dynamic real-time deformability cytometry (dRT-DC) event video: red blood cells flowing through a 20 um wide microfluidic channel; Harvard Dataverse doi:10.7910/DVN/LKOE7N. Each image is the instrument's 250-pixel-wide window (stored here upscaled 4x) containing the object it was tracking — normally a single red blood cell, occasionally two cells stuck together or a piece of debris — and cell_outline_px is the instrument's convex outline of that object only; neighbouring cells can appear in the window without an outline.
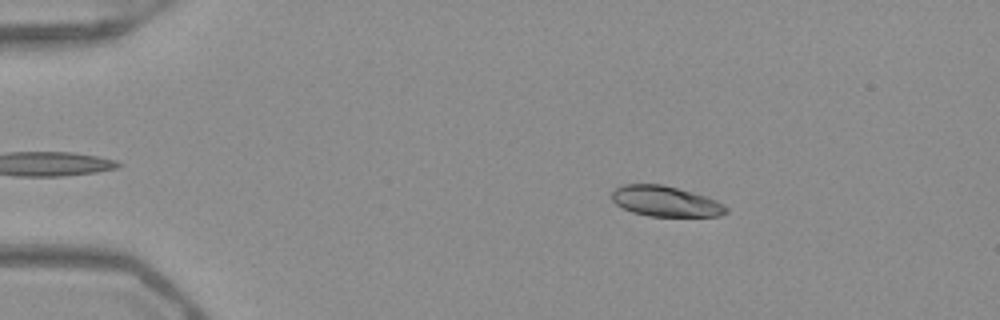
{"species": "Egyptian fruit bat (a non-hibernating species)", "species_latin": "Rousettus aegyptiacus", "temperature_condition": "warm", "stored_images_in_passage": 52, "camera_frame_rate_fps": 3000, "um_per_image_px": 0.085, "frame": {"image": 1, "passage_image": 9, "time_ms": 2.667, "image_size_px": [1000, 320], "cell_outline_px": [[728, 212], [720, 216], [648, 216], [632, 212], [616, 204], [612, 200], [612, 192], [620, 184], [660, 184], [676, 188], [704, 196], [716, 200], [724, 204], [728, 208]], "centroid_in_image_um": [56.56, 17.11], "position_along_channel_um": 28.4, "area_um2": 20.17}}
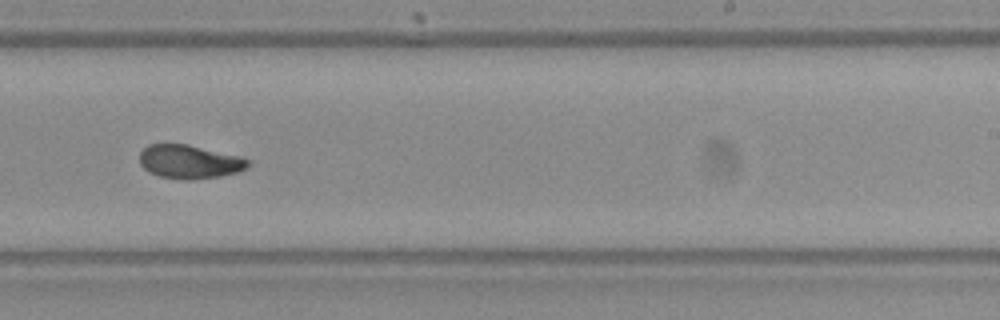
{"frame": {"image": 2, "passage_image": 33, "time_ms": 10.667, "image_size_px": [1000, 320], "cell_outline_px": [[252, 164], [248, 168], [240, 172], [220, 176], [188, 180], [184, 180], [160, 176], [148, 172], [140, 164], [140, 152], [148, 144], [188, 144], [244, 156], [252, 160]], "centroid_in_image_um": [16.19, 13.74], "position_along_channel_um": 272.8, "area_um2": 21.79}}
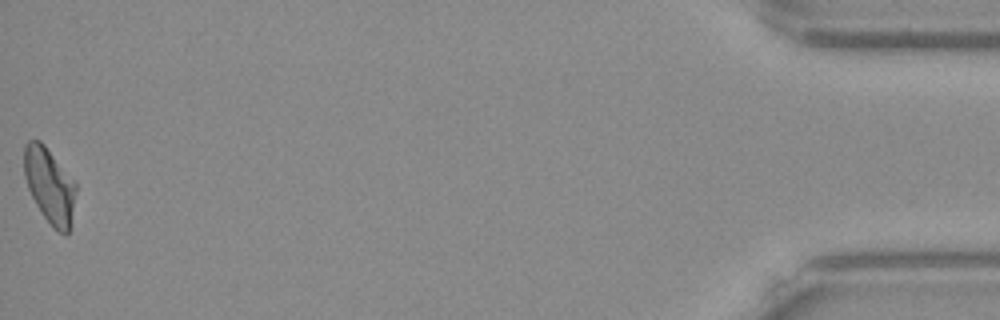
{"frame": {"image": 3, "passage_image": 52, "time_ms": 17.0, "image_size_px": [1000, 320], "cell_outline_px": [[76, 192], [68, 232], [64, 236], [44, 216], [36, 204], [28, 188], [24, 176], [24, 144], [28, 140], [40, 140], [44, 144], [76, 184]], "centroid_in_image_um": [4.18, 15.72], "position_along_channel_um": 431.0, "area_um2": 22.14}, "authors_computed_cell_mechanics": {"area_um2": 21.675, "velocity_mm_per_s": 3.9531, "shape_relaxation_time_tau1_ms": null, "shape_relaxation_time_tau2_ms": 1.77, "deformation_change_tau1": null, "deformation_change_tau2": 0.0517}}